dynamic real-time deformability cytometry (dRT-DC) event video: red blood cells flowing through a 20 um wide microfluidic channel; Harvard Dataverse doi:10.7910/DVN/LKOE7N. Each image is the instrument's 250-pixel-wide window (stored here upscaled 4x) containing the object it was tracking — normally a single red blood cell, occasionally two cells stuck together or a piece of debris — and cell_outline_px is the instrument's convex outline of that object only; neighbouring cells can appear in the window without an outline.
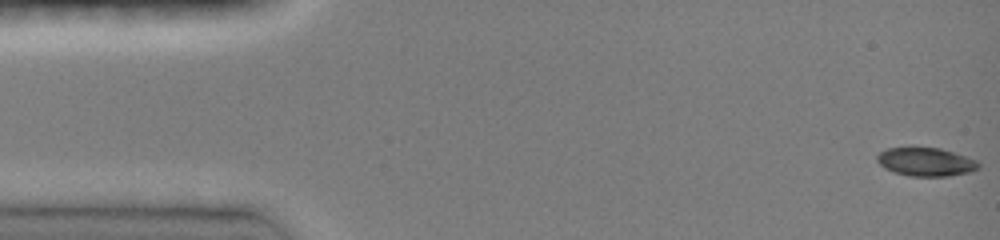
{"species": "common noctule bat (a hibernating species)", "species_latin": "Nyctalus noctula", "temperature_condition": "room temperature", "stored_images_in_passage": 47, "camera_frame_rate_fps": 3000, "um_per_image_px": 0.085, "animal": {"sex": "female", "body_mass_g": 19.0, "forearm_length_mm": 51.5}, "frame": {"image": 1, "passage_image": 1, "time_ms": 0.0, "image_size_px": [1000, 240], "cell_outline_px": [[980, 168], [968, 172], [948, 176], [908, 176], [884, 168], [876, 160], [876, 156], [880, 152], [888, 148], [912, 144], [940, 148], [976, 160], [980, 164]], "centroid_in_image_um": [78.64, 13.71], "position_along_channel_um": 6.4, "area_um2": 17.34}}
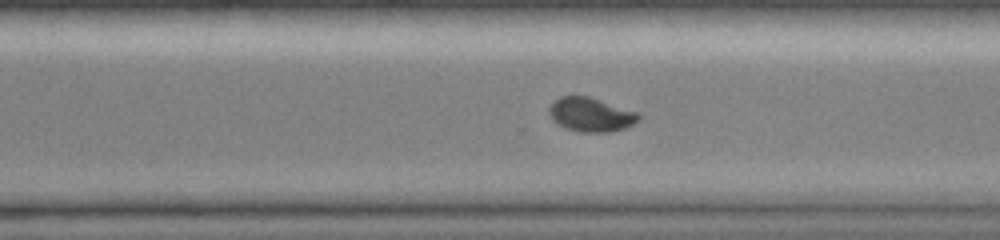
{"frame": {"image": 2, "passage_image": 33, "time_ms": 10.667, "image_size_px": [1000, 240], "cell_outline_px": [[640, 116], [632, 124], [624, 128], [608, 132], [580, 132], [564, 128], [556, 124], [552, 120], [548, 112], [548, 108], [560, 96], [588, 96], [640, 112]], "centroid_in_image_um": [50.2, 9.74], "position_along_channel_um": 320.4, "area_um2": 17.8}}
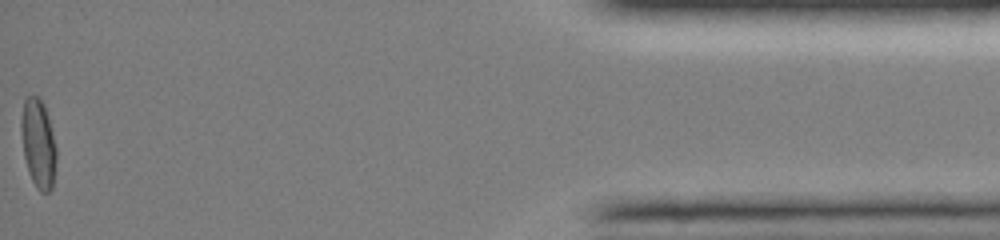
{"frame": {"image": 3, "passage_image": 47, "time_ms": 15.333, "image_size_px": [1000, 240], "cell_outline_px": [[56, 160], [52, 188], [48, 192], [40, 192], [36, 188], [28, 172], [24, 156], [20, 132], [20, 120], [24, 96], [40, 96], [44, 104], [48, 116], [56, 148]], "centroid_in_image_um": [3.23, 12.16], "position_along_channel_um": 432.0, "area_um2": 18.5}, "authors_computed_cell_mechanics": {"area_um2": 17.8024, "velocity_mm_per_s": 4.1253, "shape_relaxation_time_tau1_ms": 4.2535, "shape_relaxation_time_tau2_ms": null, "deformation_change_tau1": 0.137, "deformation_change_tau2": null}}